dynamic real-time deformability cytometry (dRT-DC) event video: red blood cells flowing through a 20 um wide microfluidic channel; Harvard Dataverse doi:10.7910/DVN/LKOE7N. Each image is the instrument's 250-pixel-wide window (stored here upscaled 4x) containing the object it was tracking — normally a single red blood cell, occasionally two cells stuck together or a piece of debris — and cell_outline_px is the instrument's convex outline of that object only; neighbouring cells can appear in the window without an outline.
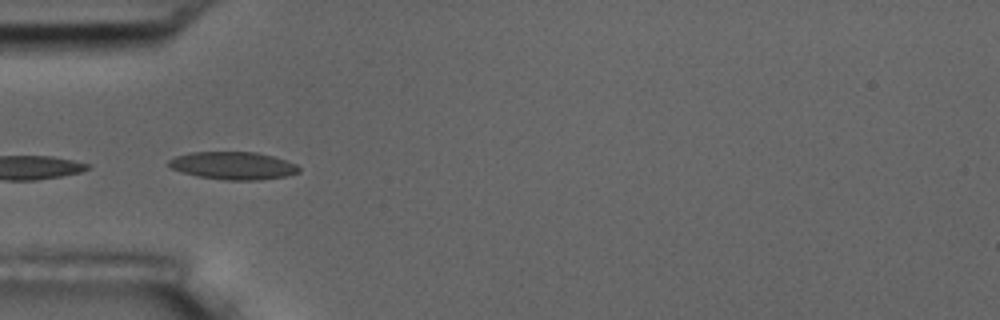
{"species": "common noctule bat (a hibernating species)", "species_latin": "Nyctalus noctula", "temperature_condition": "room temperature", "stored_images_in_passage": 10, "camera_frame_rate_fps": 3000, "um_per_image_px": 0.085, "animal": {"sex": "male", "body_mass_g": 17.5, "forearm_length_mm": 52.3}, "frame": {"image": 1, "passage_image": 6, "time_ms": 1.667, "image_size_px": [1000, 320], "cell_outline_px": [[300, 172], [284, 176], [260, 180], [224, 180], [196, 176], [172, 168], [168, 164], [168, 160], [176, 156], [192, 152], [256, 152], [272, 156], [296, 164], [300, 168]], "centroid_in_image_um": [19.82, 14.08], "position_along_channel_um": 65.2, "area_um2": 20.87}}
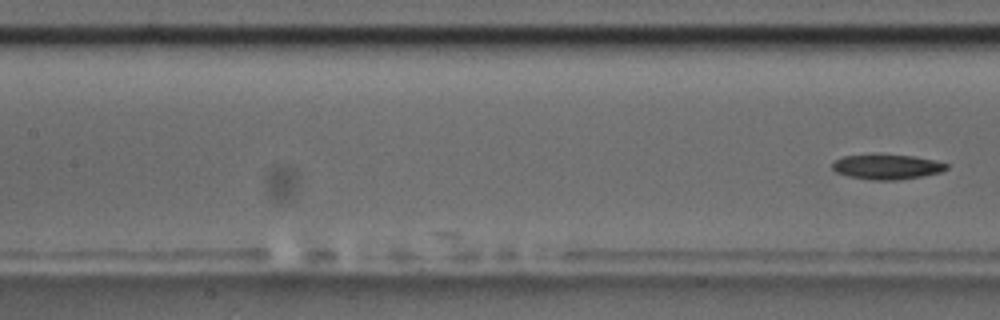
{"frame": {"image": 2, "passage_image": 10, "time_ms": 3.0, "image_size_px": [1000, 320], "cell_outline_px": [[948, 168], [940, 172], [920, 176], [896, 180], [872, 180], [848, 176], [836, 172], [832, 168], [832, 164], [836, 160], [844, 156], [872, 152], [912, 156], [932, 160], [948, 164]], "centroid_in_image_um": [75.32, 14.14], "position_along_channel_um": 132.1, "area_um2": 16.88}}